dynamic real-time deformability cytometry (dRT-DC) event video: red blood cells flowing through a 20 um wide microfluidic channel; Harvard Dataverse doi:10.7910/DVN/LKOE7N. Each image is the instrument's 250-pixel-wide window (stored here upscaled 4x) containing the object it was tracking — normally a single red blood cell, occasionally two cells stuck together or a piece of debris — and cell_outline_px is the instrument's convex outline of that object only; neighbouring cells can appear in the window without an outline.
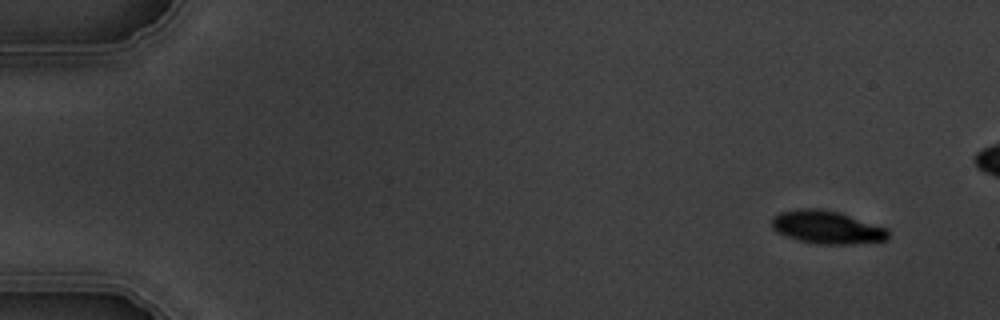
{"species": "common noctule bat (a hibernating species)", "species_latin": "Nyctalus noctula", "temperature_condition": "warm", "stored_images_in_passage": 5, "camera_frame_rate_fps": 3000, "um_per_image_px": 0.085, "animal": {"sex": "male", "body_mass_g": 19.5, "forearm_length_mm": 54.6}, "frame": {"image": 1, "passage_image": 1, "time_ms": 0.0, "image_size_px": [1000, 320], "cell_outline_px": [[888, 240], [852, 244], [816, 244], [800, 240], [776, 232], [772, 228], [772, 220], [780, 212], [800, 208], [816, 208], [836, 212], [884, 228], [888, 232]], "centroid_in_image_um": [70.24, 19.33], "position_along_channel_um": 14.8, "area_um2": 21.79}}